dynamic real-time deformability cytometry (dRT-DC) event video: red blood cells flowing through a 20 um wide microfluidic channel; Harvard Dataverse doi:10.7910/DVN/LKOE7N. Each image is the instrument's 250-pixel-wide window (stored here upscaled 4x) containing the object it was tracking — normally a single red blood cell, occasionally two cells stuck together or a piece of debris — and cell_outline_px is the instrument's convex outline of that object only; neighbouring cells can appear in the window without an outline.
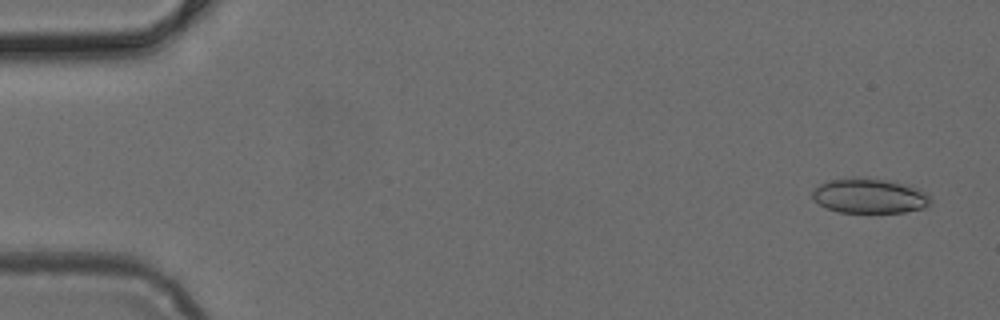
{"species": "common noctule bat (a hibernating species)", "species_latin": "Nyctalus noctula", "temperature_condition": "cold", "stored_images_in_passage": 7, "camera_frame_rate_fps": 3000, "um_per_image_px": 0.085, "animal": {"sex": "female", "body_mass_g": 24.6, "forearm_length_mm": 56.2}, "frame": {"image": 1, "passage_image": 1, "time_ms": 0.0, "image_size_px": [1000, 320], "cell_outline_px": [[932, 200], [924, 208], [904, 212], [840, 212], [824, 208], [812, 200], [812, 192], [820, 184], [828, 180], [852, 176], [856, 176], [912, 184], [920, 188], [932, 196]], "centroid_in_image_um": [73.92, 16.63], "position_along_channel_um": 11.1, "area_um2": 24.57}}
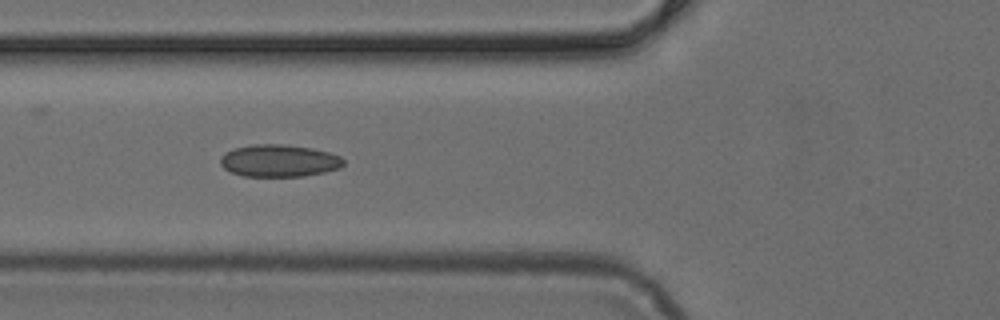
{"frame": {"image": 2, "passage_image": 5, "time_ms": 1.333, "image_size_px": [1000, 320], "cell_outline_px": [[344, 164], [340, 168], [324, 172], [304, 176], [244, 176], [232, 172], [224, 168], [220, 164], [220, 156], [224, 152], [236, 148], [252, 144], [284, 144], [312, 148], [328, 152], [340, 156], [344, 160]], "centroid_in_image_um": [23.71, 13.65], "position_along_channel_um": 102.1, "area_um2": 23.18}}
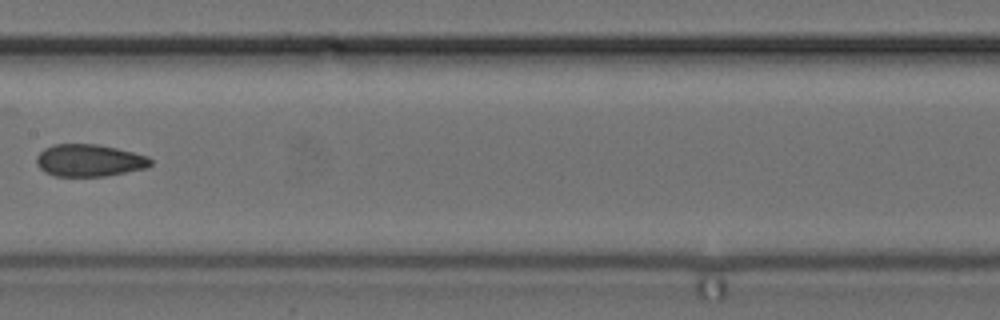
{"frame": {"image": 3, "passage_image": 7, "time_ms": 2.0, "image_size_px": [1000, 320], "cell_outline_px": [[152, 164], [148, 168], [104, 176], [56, 176], [44, 172], [36, 164], [36, 156], [44, 148], [52, 144], [96, 144], [116, 148], [148, 156], [152, 160]], "centroid_in_image_um": [7.58, 13.63], "position_along_channel_um": 199.8, "area_um2": 21.5}}